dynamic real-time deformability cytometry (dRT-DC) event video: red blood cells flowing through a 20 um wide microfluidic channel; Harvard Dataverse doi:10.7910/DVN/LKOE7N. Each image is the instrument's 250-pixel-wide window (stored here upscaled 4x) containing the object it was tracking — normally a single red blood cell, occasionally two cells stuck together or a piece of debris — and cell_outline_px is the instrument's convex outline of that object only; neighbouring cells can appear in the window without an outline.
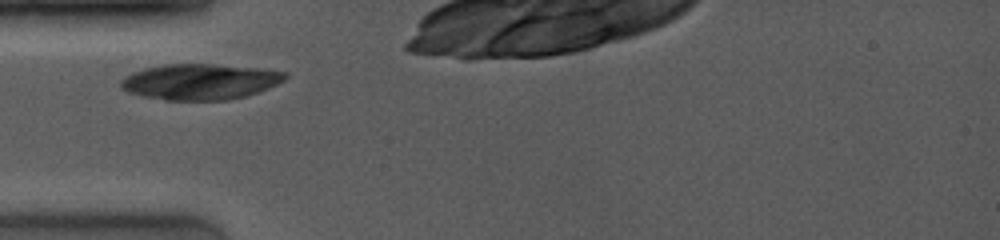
{"species": "common noctule bat (a hibernating species)", "species_latin": "Nyctalus noctula", "temperature_condition": "room temperature", "stored_images_in_passage": 10, "camera_frame_rate_fps": 4000, "um_per_image_px": 0.085, "animal": {"sex": "female", "body_mass_g": 19.0, "forearm_length_mm": 53.3}, "frame": {"image": 1, "passage_image": 1, "time_ms": 0.0, "image_size_px": [1000, 240], "cell_outline_px": [[288, 76], [284, 80], [268, 88], [244, 96], [228, 100], [164, 100], [144, 96], [128, 92], [120, 88], [120, 80], [124, 76], [132, 72], [144, 68], [164, 64], [212, 64], [260, 68], [288, 72]], "centroid_in_image_um": [16.98, 6.94], "position_along_channel_um": 68.0, "area_um2": 34.33}}
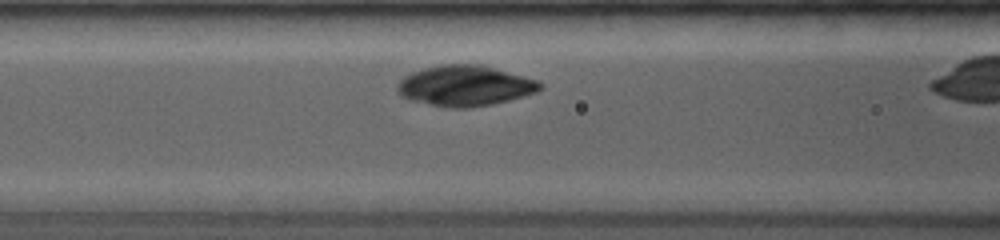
{"frame": {"image": 2, "passage_image": 4, "time_ms": 1.5, "image_size_px": [1000, 240], "cell_outline_px": [[544, 88], [536, 92], [508, 100], [492, 104], [468, 108], [448, 108], [412, 100], [400, 96], [396, 88], [400, 80], [404, 76], [412, 72], [424, 68], [440, 64], [480, 64], [540, 80], [544, 84]], "centroid_in_image_um": [39.55, 7.28], "position_along_channel_um": 127.1, "area_um2": 33.87}}
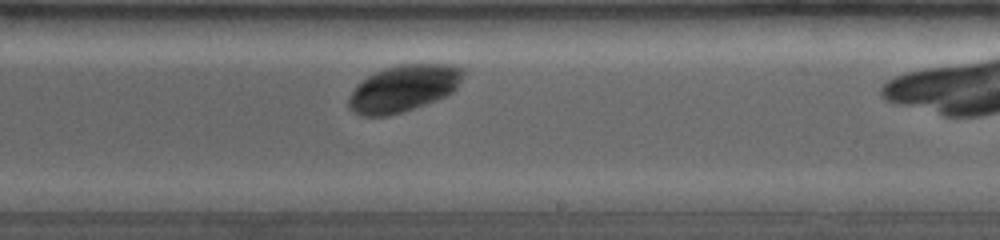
{"frame": {"image": 3, "passage_image": 10, "time_ms": 4.75, "image_size_px": [1000, 240], "cell_outline_px": [[464, 76], [456, 88], [452, 92], [436, 100], [388, 116], [364, 116], [352, 112], [348, 108], [348, 96], [356, 84], [368, 76], [384, 68], [400, 64], [452, 64], [460, 68], [464, 72]], "centroid_in_image_um": [34.26, 7.51], "position_along_channel_um": 254.7, "area_um2": 31.1}}